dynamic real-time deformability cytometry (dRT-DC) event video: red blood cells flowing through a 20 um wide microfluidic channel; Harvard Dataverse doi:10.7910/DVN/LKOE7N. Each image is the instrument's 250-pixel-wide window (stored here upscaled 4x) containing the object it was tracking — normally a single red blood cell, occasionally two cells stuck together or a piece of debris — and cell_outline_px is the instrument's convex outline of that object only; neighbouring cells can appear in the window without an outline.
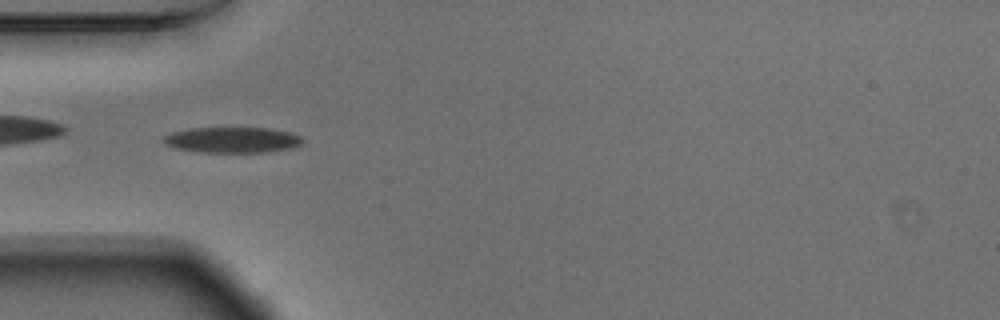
{"species": "Egyptian fruit bat (a non-hibernating species)", "species_latin": "Rousettus aegyptiacus", "temperature_condition": "warm", "stored_images_in_passage": 54, "camera_frame_rate_fps": 3000, "um_per_image_px": 0.085, "animal": {"sex": "male"}, "frame": {"image": 1, "passage_image": 16, "time_ms": 5.0, "image_size_px": [1000, 320], "cell_outline_px": [[304, 140], [300, 144], [292, 148], [268, 152], [200, 152], [176, 148], [164, 144], [164, 136], [172, 132], [192, 128], [268, 128], [288, 132], [300, 136]], "centroid_in_image_um": [19.75, 11.89], "position_along_channel_um": 65.2, "area_um2": 20.69}}
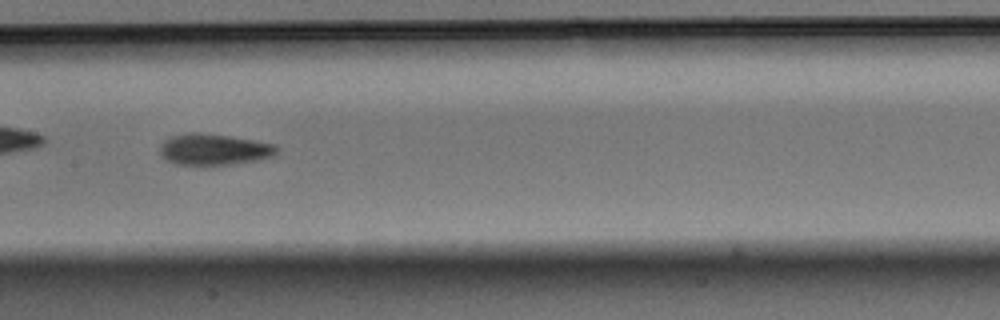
{"frame": {"image": 2, "passage_image": 26, "time_ms": 8.333, "image_size_px": [1000, 320], "cell_outline_px": [[280, 152], [276, 156], [260, 160], [204, 168], [172, 164], [164, 160], [160, 156], [160, 144], [164, 140], [172, 136], [192, 132], [200, 132], [228, 136], [276, 144], [280, 148]], "centroid_in_image_um": [18.18, 12.76], "position_along_channel_um": 189.2, "area_um2": 22.43}}
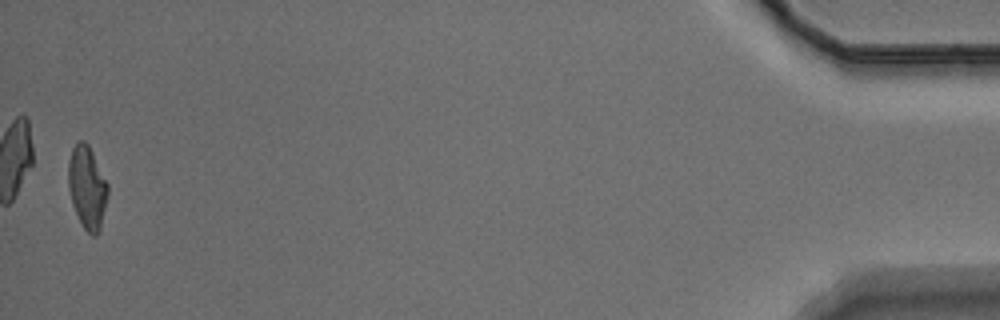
{"frame": {"image": 3, "passage_image": 53, "time_ms": 17.333, "image_size_px": [1000, 320], "cell_outline_px": [[108, 196], [100, 228], [96, 236], [92, 236], [84, 228], [72, 204], [68, 188], [68, 160], [72, 148], [80, 140], [84, 140], [88, 144], [108, 184]], "centroid_in_image_um": [7.4, 15.92], "position_along_channel_um": 427.8, "area_um2": 18.96}, "authors_computed_cell_mechanics": {"area_um2": 19.7676, "velocity_mm_per_s": 3.695, "shape_relaxation_time_tau1_ms": 4.0953, "shape_relaxation_time_tau2_ms": 2.7792, "deformation_change_tau1": 0.1771, "deformation_change_tau2": 0.101}}